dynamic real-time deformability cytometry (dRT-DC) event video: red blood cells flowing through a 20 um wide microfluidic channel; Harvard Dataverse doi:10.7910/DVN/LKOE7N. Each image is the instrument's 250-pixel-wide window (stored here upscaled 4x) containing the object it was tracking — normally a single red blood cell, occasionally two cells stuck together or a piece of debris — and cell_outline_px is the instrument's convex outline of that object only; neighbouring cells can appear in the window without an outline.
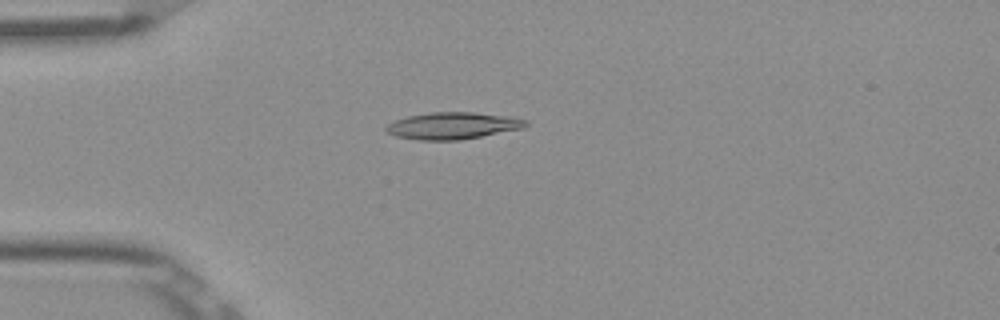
{"species": "Egyptian fruit bat (a non-hibernating species)", "species_latin": "Rousettus aegyptiacus", "temperature_condition": "room temperature", "stored_images_in_passage": 52, "camera_frame_rate_fps": 3000, "um_per_image_px": 0.085, "frame": {"image": 1, "passage_image": 14, "time_ms": 4.333, "image_size_px": [1000, 320], "cell_outline_px": [[528, 124], [524, 128], [460, 140], [420, 140], [396, 136], [388, 132], [384, 128], [388, 124], [396, 120], [408, 116], [432, 112], [472, 112], [508, 116], [528, 120]], "centroid_in_image_um": [38.51, 10.68], "position_along_channel_um": 46.5, "area_um2": 21.73}}
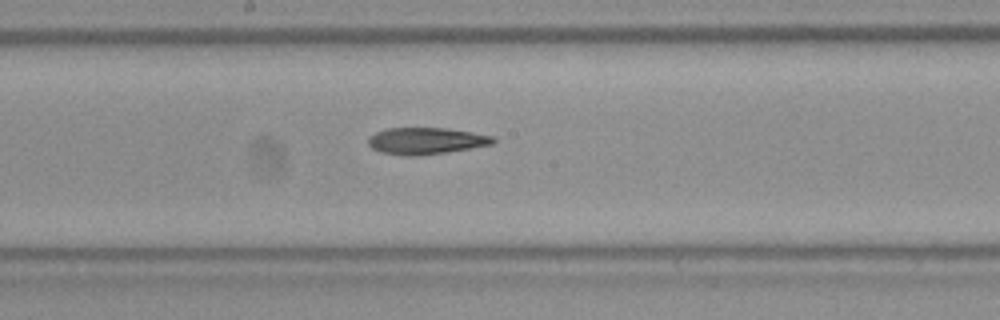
{"frame": {"image": 2, "passage_image": 28, "time_ms": 9.0, "image_size_px": [1000, 320], "cell_outline_px": [[496, 140], [492, 144], [448, 152], [416, 156], [408, 156], [380, 152], [372, 148], [368, 144], [368, 136], [376, 132], [388, 128], [448, 128], [496, 136]], "centroid_in_image_um": [36.22, 11.97], "position_along_channel_um": 212.0, "area_um2": 19.54}}
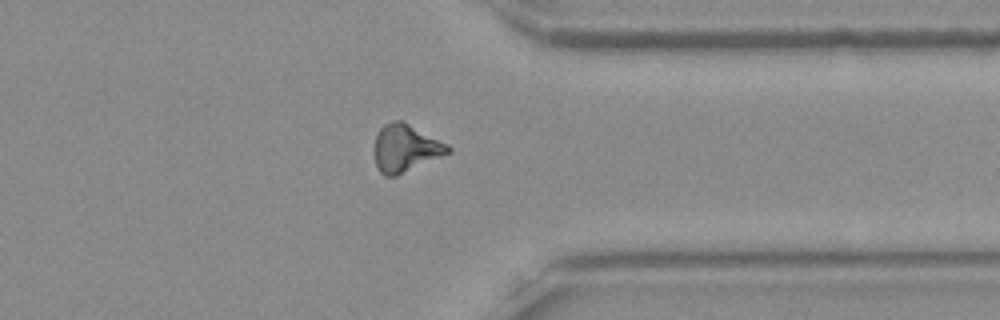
{"frame": {"image": 3, "passage_image": 41, "time_ms": 13.333, "image_size_px": [1000, 320], "cell_outline_px": [[452, 152], [396, 176], [384, 176], [380, 172], [376, 164], [372, 152], [372, 148], [376, 136], [380, 128], [384, 124], [392, 120], [404, 120], [448, 144], [452, 148]], "centroid_in_image_um": [34.45, 12.58], "position_along_channel_um": 376.9, "area_um2": 20.87}}